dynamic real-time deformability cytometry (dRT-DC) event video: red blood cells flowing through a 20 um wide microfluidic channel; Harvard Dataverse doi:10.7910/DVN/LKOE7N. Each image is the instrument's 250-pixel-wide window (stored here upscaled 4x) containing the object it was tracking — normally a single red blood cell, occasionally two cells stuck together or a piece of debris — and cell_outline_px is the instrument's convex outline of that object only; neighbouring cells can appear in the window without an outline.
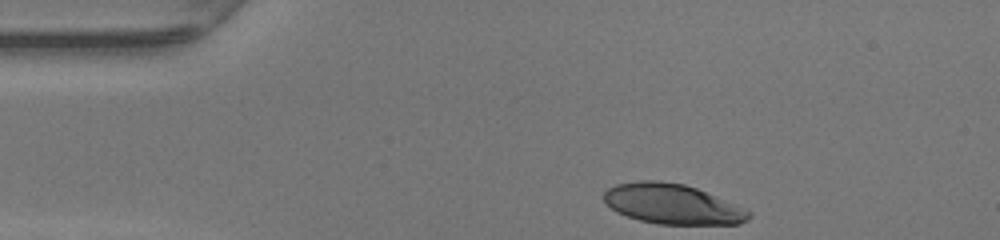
{"species": "human", "species_latin": "Homo sapiens", "temperature_condition": "warm", "stored_images_in_passage": 31, "camera_frame_rate_fps": 3000, "um_per_image_px": 0.085, "donor": {"sex": "female"}, "frame": {"image": 1, "passage_image": 1, "time_ms": 0.0, "image_size_px": [1000, 240], "cell_outline_px": [[752, 216], [748, 220], [740, 224], [656, 224], [640, 220], [616, 212], [604, 200], [604, 192], [608, 188], [616, 184], [640, 180], [660, 180], [684, 184], [696, 188], [752, 212]], "centroid_in_image_um": [57.14, 17.34], "position_along_channel_um": 27.9, "area_um2": 33.64}}
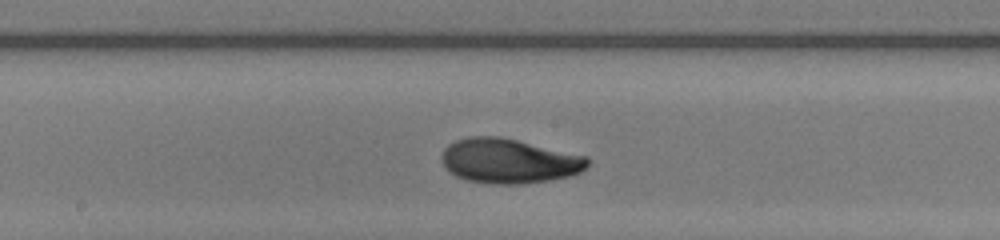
{"frame": {"image": 2, "passage_image": 18, "time_ms": 5.667, "image_size_px": [1000, 240], "cell_outline_px": [[588, 164], [580, 172], [568, 176], [548, 180], [516, 184], [496, 184], [468, 180], [456, 176], [448, 172], [444, 168], [440, 160], [440, 156], [444, 148], [448, 144], [456, 140], [468, 136], [500, 136], [588, 156]], "centroid_in_image_um": [43.2, 13.66], "position_along_channel_um": 205.0, "area_um2": 38.09}}
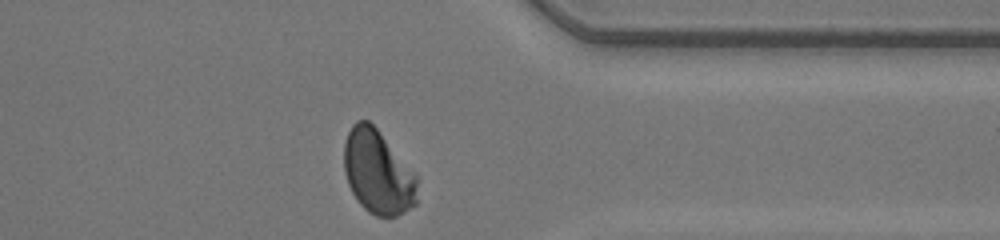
{"frame": {"image": 3, "passage_image": 31, "time_ms": 10.0, "image_size_px": [1000, 240], "cell_outline_px": [[416, 204], [404, 212], [396, 216], [376, 216], [368, 212], [356, 200], [348, 184], [344, 172], [344, 144], [348, 132], [352, 124], [356, 120], [368, 120], [376, 128], [416, 176]], "centroid_in_image_um": [32.07, 14.65], "position_along_channel_um": 379.3, "area_um2": 35.37}, "authors_computed_cell_mechanics": {"area_um2": 36.7608, "velocity_mm_per_s": 4.2423, "shape_relaxation_time_tau1_ms": 5.2397, "shape_relaxation_time_tau2_ms": 0.9338, "deformation_change_tau1": 0.2127, "deformation_change_tau2": 0.0497}}